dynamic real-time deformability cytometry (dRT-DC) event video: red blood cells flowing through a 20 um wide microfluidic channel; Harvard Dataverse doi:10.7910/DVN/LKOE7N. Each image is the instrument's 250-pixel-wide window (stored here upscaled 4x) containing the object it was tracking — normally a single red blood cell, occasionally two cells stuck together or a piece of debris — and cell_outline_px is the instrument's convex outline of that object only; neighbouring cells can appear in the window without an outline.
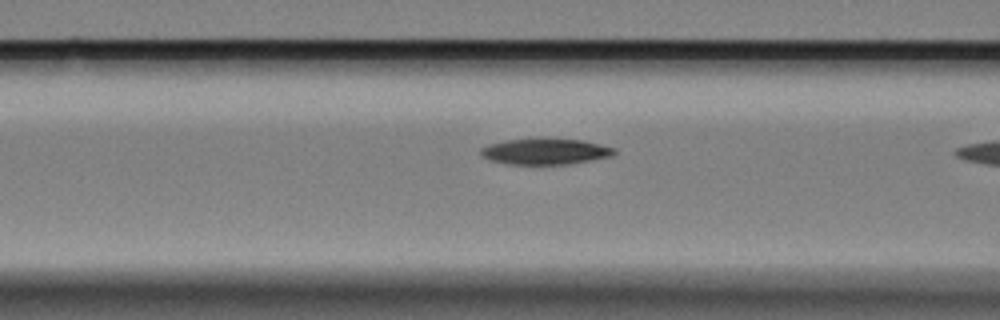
{"species": "Egyptian fruit bat (a non-hibernating species)", "species_latin": "Rousettus aegyptiacus", "temperature_condition": "cold", "stored_images_in_passage": 19, "camera_frame_rate_fps": 3000, "um_per_image_px": 0.085, "animal": {"sex": "female"}, "frame": {"image": 1, "passage_image": 18, "time_ms": 5.667, "image_size_px": [1000, 320], "cell_outline_px": [[616, 152], [612, 156], [568, 164], [508, 164], [492, 160], [484, 156], [480, 152], [480, 148], [488, 144], [504, 140], [536, 136], [584, 140], [616, 148]], "centroid_in_image_um": [46.35, 12.83], "position_along_channel_um": 120.2, "area_um2": 20.81}}